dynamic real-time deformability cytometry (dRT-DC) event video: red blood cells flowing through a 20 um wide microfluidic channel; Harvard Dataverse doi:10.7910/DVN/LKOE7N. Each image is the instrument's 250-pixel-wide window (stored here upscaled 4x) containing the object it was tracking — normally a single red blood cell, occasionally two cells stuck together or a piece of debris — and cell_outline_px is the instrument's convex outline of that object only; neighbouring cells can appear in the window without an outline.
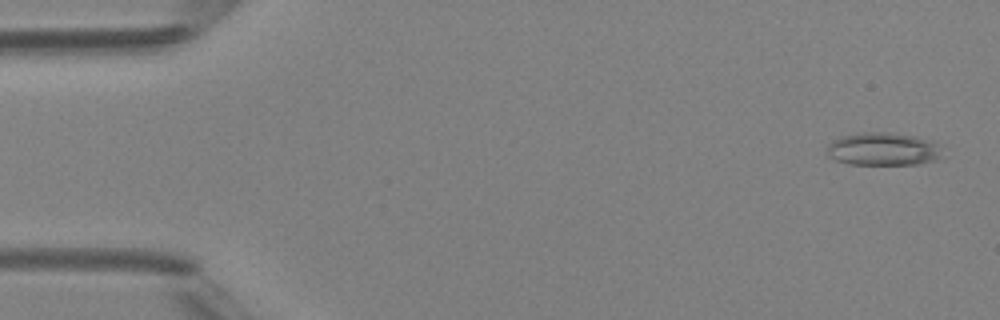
{"species": "Egyptian fruit bat (a non-hibernating species)", "species_latin": "Rousettus aegyptiacus", "temperature_condition": "room temperature", "stored_images_in_passage": 7, "camera_frame_rate_fps": 3000, "um_per_image_px": 0.085, "animal": {"sex": "female"}, "frame": {"image": 1, "passage_image": 1, "time_ms": 0.0, "image_size_px": [1000, 320], "cell_outline_px": [[936, 160], [920, 164], [848, 164], [836, 160], [828, 156], [828, 144], [832, 140], [844, 136], [860, 132], [888, 132], [916, 136], [932, 140], [936, 144]], "centroid_in_image_um": [74.99, 12.66], "position_along_channel_um": 10.0, "area_um2": 21.79}}
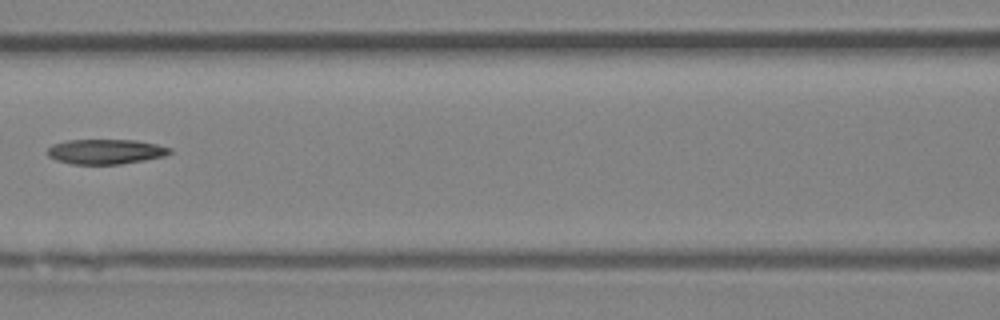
{"frame": {"image": 2, "passage_image": 6, "time_ms": 6.667, "image_size_px": [1000, 320], "cell_outline_px": [[172, 152], [164, 156], [144, 160], [120, 164], [72, 164], [56, 160], [48, 156], [48, 148], [52, 144], [68, 140], [136, 140], [156, 144], [172, 148]], "centroid_in_image_um": [8.98, 12.88], "position_along_channel_um": 157.6, "area_um2": 17.74}}
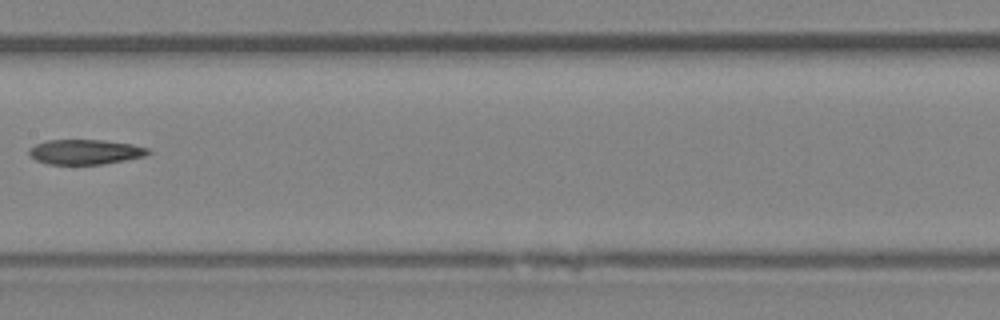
{"frame": {"image": 3, "passage_image": 7, "time_ms": 7.667, "image_size_px": [1000, 320], "cell_outline_px": [[152, 152], [144, 156], [124, 160], [100, 164], [48, 164], [36, 160], [28, 152], [28, 148], [36, 144], [48, 140], [104, 140], [132, 144], [148, 148]], "centroid_in_image_um": [7.24, 12.9], "position_along_channel_um": 200.2, "area_um2": 17.17}}